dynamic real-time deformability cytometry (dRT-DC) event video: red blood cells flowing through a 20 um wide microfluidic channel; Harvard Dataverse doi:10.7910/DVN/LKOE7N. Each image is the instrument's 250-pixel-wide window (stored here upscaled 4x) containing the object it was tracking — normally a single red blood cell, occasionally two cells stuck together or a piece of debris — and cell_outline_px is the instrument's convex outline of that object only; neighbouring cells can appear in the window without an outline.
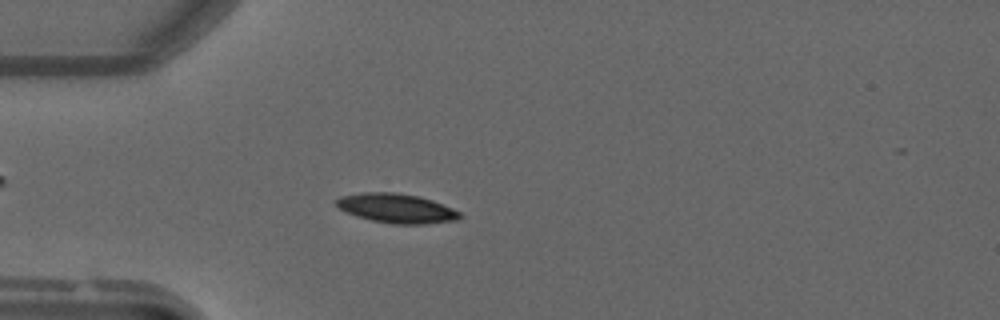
{"species": "common noctule bat (a hibernating species)", "species_latin": "Nyctalus noctula", "temperature_condition": "warm", "stored_images_in_passage": 40, "camera_frame_rate_fps": 3000, "um_per_image_px": 0.085, "animal": {"sex": "male", "forearm_length_mm": 52.5}, "frame": {"image": 1, "passage_image": 13, "time_ms": 4.0, "image_size_px": [1000, 320], "cell_outline_px": [[460, 216], [456, 220], [428, 224], [392, 224], [372, 220], [356, 216], [340, 208], [336, 204], [336, 200], [340, 196], [364, 192], [396, 192], [420, 196], [432, 200], [452, 208], [460, 212]], "centroid_in_image_um": [33.71, 17.7], "position_along_channel_um": 51.3, "area_um2": 21.04}}
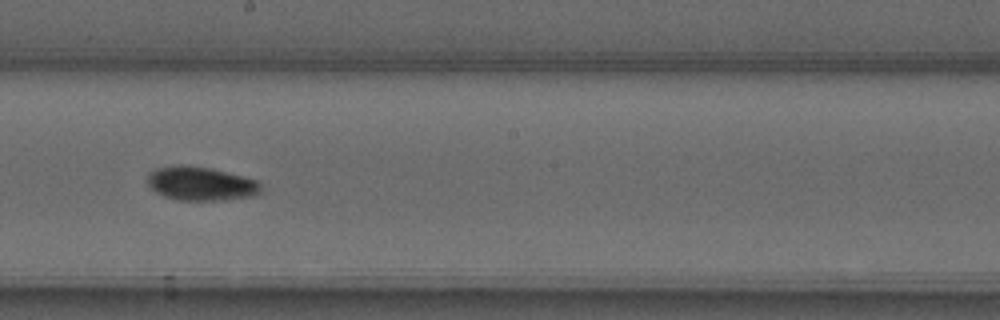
{"frame": {"image": 2, "passage_image": 27, "time_ms": 8.667, "image_size_px": [1000, 320], "cell_outline_px": [[264, 192], [256, 196], [228, 200], [176, 200], [164, 196], [156, 192], [148, 184], [148, 172], [156, 168], [180, 164], [184, 164], [208, 168], [256, 180], [264, 188]], "centroid_in_image_um": [17.1, 15.62], "position_along_channel_um": 231.1, "area_um2": 22.54}}
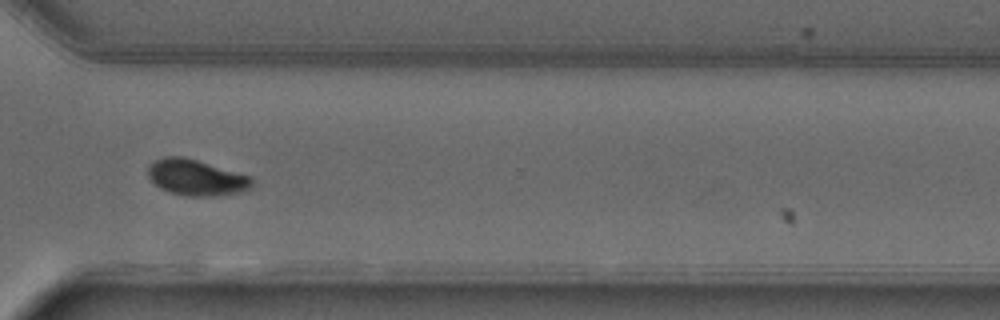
{"frame": {"image": 3, "passage_image": 36, "time_ms": 11.667, "image_size_px": [1000, 320], "cell_outline_px": [[252, 188], [240, 192], [220, 196], [188, 196], [168, 192], [160, 188], [148, 176], [148, 164], [164, 156], [180, 156], [196, 160], [252, 176]], "centroid_in_image_um": [16.69, 15.1], "position_along_channel_um": 353.9, "area_um2": 21.85}}